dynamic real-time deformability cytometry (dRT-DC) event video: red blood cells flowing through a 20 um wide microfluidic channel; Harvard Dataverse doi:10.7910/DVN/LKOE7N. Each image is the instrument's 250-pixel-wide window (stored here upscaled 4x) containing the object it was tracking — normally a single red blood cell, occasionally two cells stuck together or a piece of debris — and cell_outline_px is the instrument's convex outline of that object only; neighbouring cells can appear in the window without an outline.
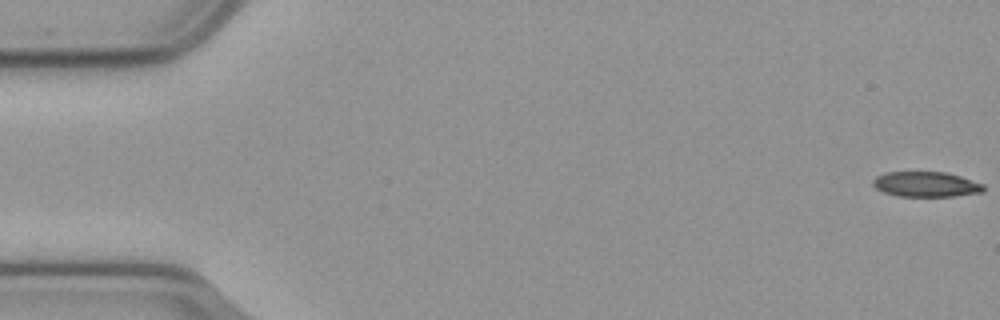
{"species": "common noctule bat (a hibernating species)", "species_latin": "Nyctalus noctula", "temperature_condition": "cold", "stored_images_in_passage": 57, "camera_frame_rate_fps": 3000, "um_per_image_px": 0.085, "animal": {"sex": "male", "body_mass_g": 23.1, "forearm_length_mm": 52.7}, "frame": {"image": 1, "passage_image": 1, "time_ms": 0.0, "image_size_px": [1000, 320], "cell_outline_px": [[984, 192], [956, 196], [896, 196], [884, 192], [876, 188], [872, 184], [872, 180], [876, 176], [888, 172], [944, 172], [960, 176], [984, 184]], "centroid_in_image_um": [78.71, 15.67], "position_along_channel_um": 6.3, "area_um2": 16.24}}
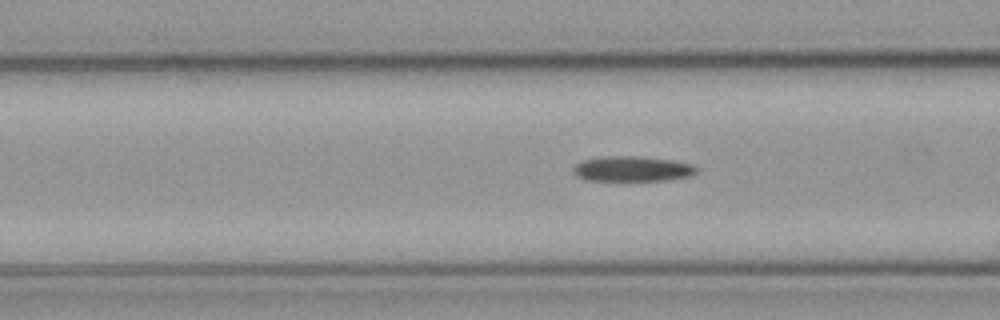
{"frame": {"image": 2, "passage_image": 22, "time_ms": 7.0, "image_size_px": [1000, 320], "cell_outline_px": [[696, 172], [692, 176], [664, 180], [584, 180], [576, 176], [572, 172], [572, 168], [576, 164], [584, 160], [608, 156], [636, 156], [672, 160], [692, 164], [696, 168]], "centroid_in_image_um": [53.72, 14.35], "position_along_channel_um": 112.9, "area_um2": 17.98}}
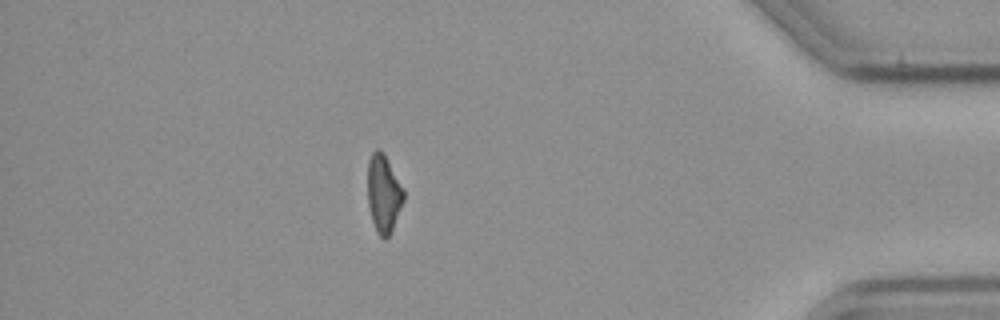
{"frame": {"image": 3, "passage_image": 50, "time_ms": 16.333, "image_size_px": [1000, 320], "cell_outline_px": [[404, 200], [392, 228], [388, 236], [384, 240], [376, 232], [372, 220], [368, 204], [368, 160], [372, 152], [376, 148], [384, 152], [404, 188]], "centroid_in_image_um": [32.6, 16.42], "position_along_channel_um": 402.6, "area_um2": 16.36}}